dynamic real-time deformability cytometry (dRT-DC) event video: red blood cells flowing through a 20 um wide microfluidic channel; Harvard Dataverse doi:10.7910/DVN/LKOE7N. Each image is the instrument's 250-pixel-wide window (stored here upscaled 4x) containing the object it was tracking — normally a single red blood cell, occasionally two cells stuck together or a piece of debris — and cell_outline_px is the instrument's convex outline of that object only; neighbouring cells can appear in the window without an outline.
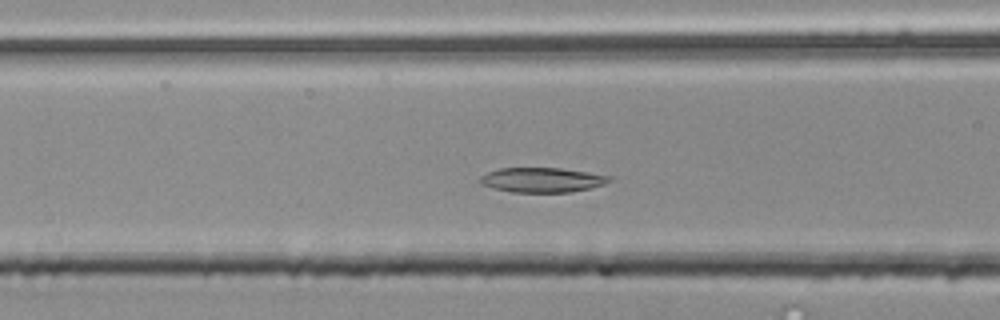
{"species": "common noctule bat (a hibernating species)", "species_latin": "Nyctalus noctula", "temperature_condition": "room temperature", "stored_images_in_passage": 49, "camera_frame_rate_fps": 3000, "um_per_image_px": 0.085, "animal": {"sex": "male", "body_mass_g": 20.4}, "frame": {"image": 1, "passage_image": 16, "time_ms": 5.0, "image_size_px": [1000, 320], "cell_outline_px": [[612, 180], [604, 184], [588, 188], [568, 192], [512, 192], [492, 188], [480, 184], [476, 180], [480, 176], [488, 172], [500, 168], [560, 168], [588, 172], [612, 176]], "centroid_in_image_um": [46.03, 15.29], "position_along_channel_um": 120.6, "area_um2": 18.67}}
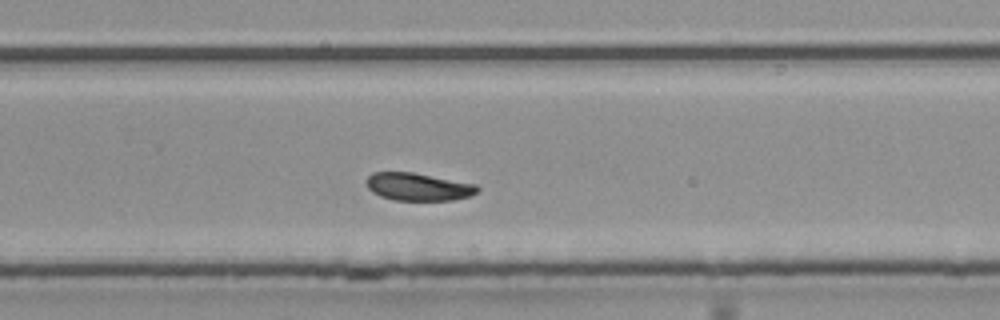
{"frame": {"image": 2, "passage_image": 30, "time_ms": 9.667, "image_size_px": [1000, 320], "cell_outline_px": [[480, 188], [476, 192], [468, 196], [452, 200], [392, 200], [380, 196], [372, 192], [368, 188], [364, 180], [372, 172], [412, 172], [476, 184]], "centroid_in_image_um": [35.49, 15.87], "position_along_channel_um": 294.3, "area_um2": 17.92}}
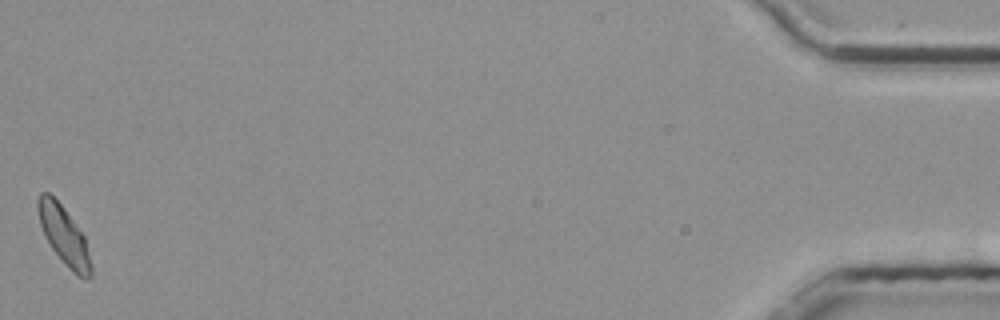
{"frame": {"image": 3, "passage_image": 49, "time_ms": 16.0, "image_size_px": [1000, 320], "cell_outline_px": [[92, 276], [88, 280], [84, 280], [76, 276], [64, 264], [52, 248], [44, 236], [40, 224], [36, 208], [36, 200], [40, 192], [48, 192], [60, 204], [84, 236], [92, 264]], "centroid_in_image_um": [5.43, 20.07], "position_along_channel_um": 429.8, "area_um2": 18.15}, "authors_computed_cell_mechanics": {"area_um2": 18.6694, "velocity_mm_per_s": 3.7302, "shape_relaxation_time_tau1_ms": 7.141, "shape_relaxation_time_tau2_ms": 3.0409, "deformation_change_tau1": 0.1247, "deformation_change_tau2": 0.0662}}